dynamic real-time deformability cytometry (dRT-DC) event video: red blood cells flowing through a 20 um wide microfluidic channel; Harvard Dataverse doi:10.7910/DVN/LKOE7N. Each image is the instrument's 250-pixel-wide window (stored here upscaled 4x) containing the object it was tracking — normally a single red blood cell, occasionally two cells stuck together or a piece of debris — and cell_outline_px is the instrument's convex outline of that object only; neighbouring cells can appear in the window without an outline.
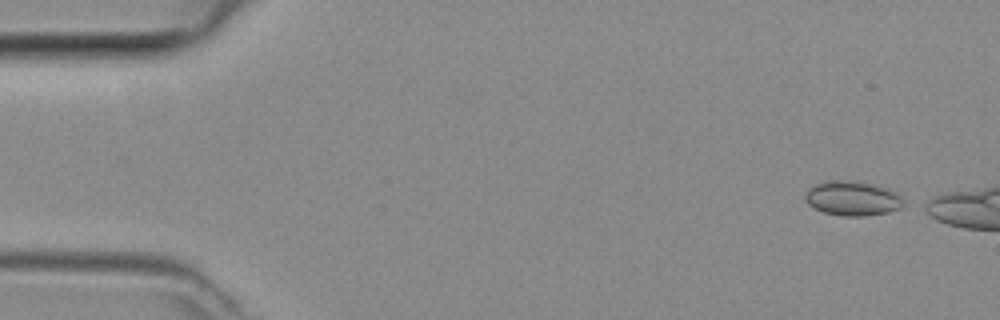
{"species": "common noctule bat (a hibernating species)", "species_latin": "Nyctalus noctula", "temperature_condition": "room temperature", "stored_images_in_passage": 12, "camera_frame_rate_fps": 3000, "um_per_image_px": 0.085, "animal": {"sex": "female", "body_mass_g": 29.2, "forearm_length_mm": 56.3}, "frame": {"image": 1, "passage_image": 1, "time_ms": 0.0, "image_size_px": [1000, 320], "cell_outline_px": [[904, 200], [900, 208], [888, 212], [864, 216], [840, 216], [824, 212], [808, 204], [804, 196], [808, 188], [816, 184], [828, 180], [848, 180], [872, 184], [888, 188], [896, 192]], "centroid_in_image_um": [72.45, 16.86], "position_along_channel_um": 12.5, "area_um2": 19.77}}